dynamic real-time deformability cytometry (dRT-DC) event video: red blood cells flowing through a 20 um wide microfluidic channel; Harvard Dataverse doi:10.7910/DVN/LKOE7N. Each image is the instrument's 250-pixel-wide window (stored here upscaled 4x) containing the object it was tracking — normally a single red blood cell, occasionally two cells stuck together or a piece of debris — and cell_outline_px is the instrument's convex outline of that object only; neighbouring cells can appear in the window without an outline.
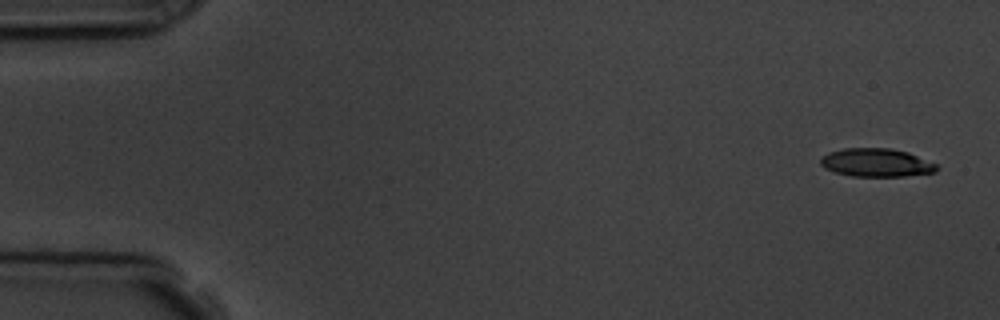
{"species": "common noctule bat (a hibernating species)", "species_latin": "Nyctalus noctula", "temperature_condition": "room temperature", "stored_images_in_passage": 5, "camera_frame_rate_fps": 3000, "um_per_image_px": 0.085, "animal": {"sex": "male", "body_mass_g": 19.5, "forearm_length_mm": 54.6}, "frame": {"image": 1, "passage_image": 1, "time_ms": 0.0, "image_size_px": [1000, 320], "cell_outline_px": [[940, 168], [936, 172], [904, 176], [852, 176], [836, 172], [824, 168], [820, 164], [820, 156], [828, 152], [844, 148], [888, 148], [908, 152], [936, 164]], "centroid_in_image_um": [74.47, 13.82], "position_along_channel_um": 10.5, "area_um2": 19.19}}
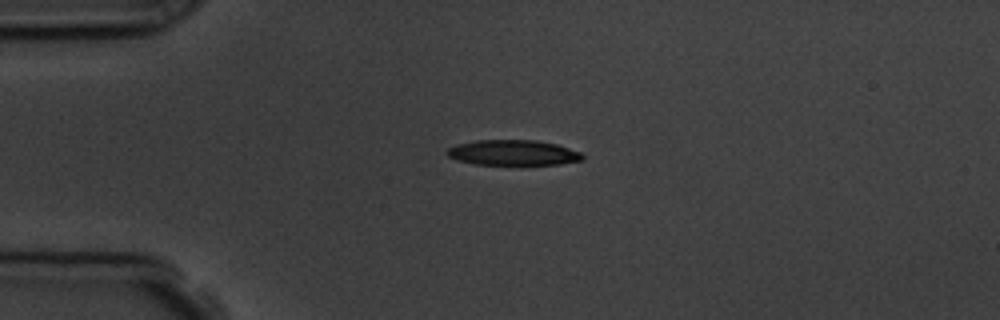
{"frame": {"image": 2, "passage_image": 4, "time_ms": 3.667, "image_size_px": [1000, 320], "cell_outline_px": [[584, 160], [560, 164], [476, 164], [460, 160], [448, 156], [444, 152], [448, 148], [456, 144], [476, 140], [536, 140], [556, 144], [580, 152], [584, 156]], "centroid_in_image_um": [43.61, 12.97], "position_along_channel_um": 41.4, "area_um2": 19.88}}